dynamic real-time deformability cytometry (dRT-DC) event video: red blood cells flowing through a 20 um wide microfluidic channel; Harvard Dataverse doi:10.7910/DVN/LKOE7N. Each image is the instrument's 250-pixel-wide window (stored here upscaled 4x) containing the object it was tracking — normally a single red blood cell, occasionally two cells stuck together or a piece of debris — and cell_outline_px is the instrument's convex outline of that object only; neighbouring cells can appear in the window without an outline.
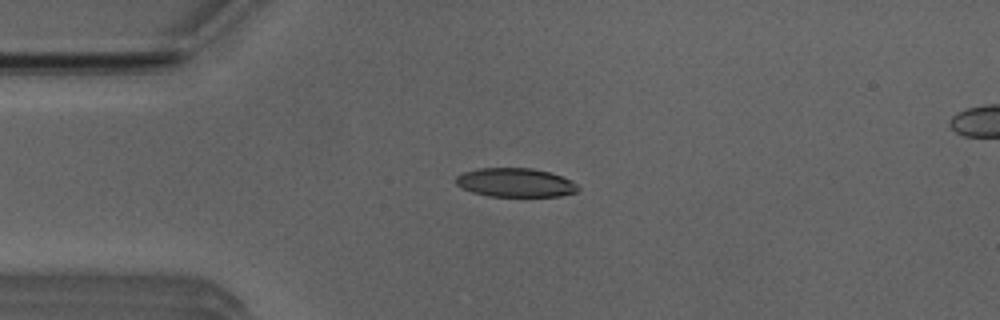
{"species": "Egyptian fruit bat (a non-hibernating species)", "species_latin": "Rousettus aegyptiacus", "temperature_condition": "room temperature", "stored_images_in_passage": 51, "segment_of_instrument_passage": [1, 2], "camera_frame_rate_fps": 3000, "um_per_image_px": 0.085, "animal": {"sex": "male"}, "frame": {"image": 1, "passage_image": 11, "time_ms": 3.333, "image_size_px": [1000, 320], "cell_outline_px": [[580, 188], [576, 192], [560, 196], [488, 196], [472, 192], [460, 188], [456, 184], [456, 176], [464, 172], [480, 168], [532, 168], [548, 172], [572, 180]], "centroid_in_image_um": [43.79, 15.52], "position_along_channel_um": 41.2, "area_um2": 20.52}}
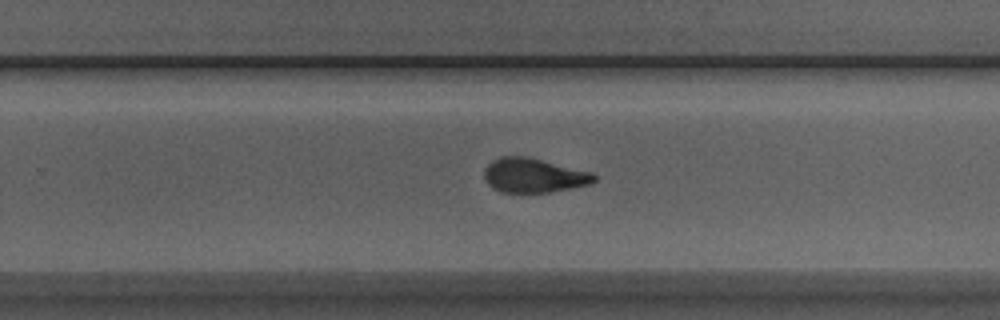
{"frame": {"image": 2, "passage_image": 31, "time_ms": 10.0, "image_size_px": [1000, 320], "cell_outline_px": [[596, 180], [588, 184], [572, 188], [548, 192], [500, 192], [492, 188], [488, 184], [484, 176], [484, 168], [492, 160], [500, 156], [528, 156], [592, 172], [596, 176]], "centroid_in_image_um": [45.34, 14.9], "position_along_channel_um": 284.5, "area_um2": 22.08}}
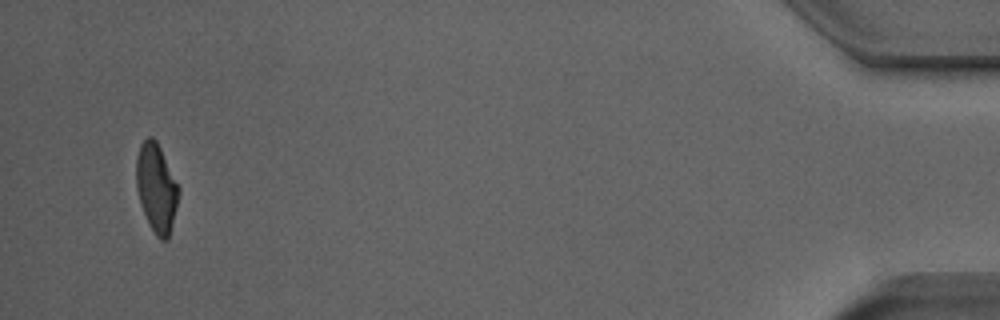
{"frame": {"image": 3, "passage_image": 48, "time_ms": 15.667, "image_size_px": [1000, 320], "cell_outline_px": [[180, 192], [168, 240], [160, 240], [156, 236], [148, 224], [140, 204], [136, 184], [136, 160], [140, 144], [148, 136], [152, 136], [156, 140], [180, 188]], "centroid_in_image_um": [13.29, 15.99], "position_along_channel_um": 421.9, "area_um2": 21.91}}